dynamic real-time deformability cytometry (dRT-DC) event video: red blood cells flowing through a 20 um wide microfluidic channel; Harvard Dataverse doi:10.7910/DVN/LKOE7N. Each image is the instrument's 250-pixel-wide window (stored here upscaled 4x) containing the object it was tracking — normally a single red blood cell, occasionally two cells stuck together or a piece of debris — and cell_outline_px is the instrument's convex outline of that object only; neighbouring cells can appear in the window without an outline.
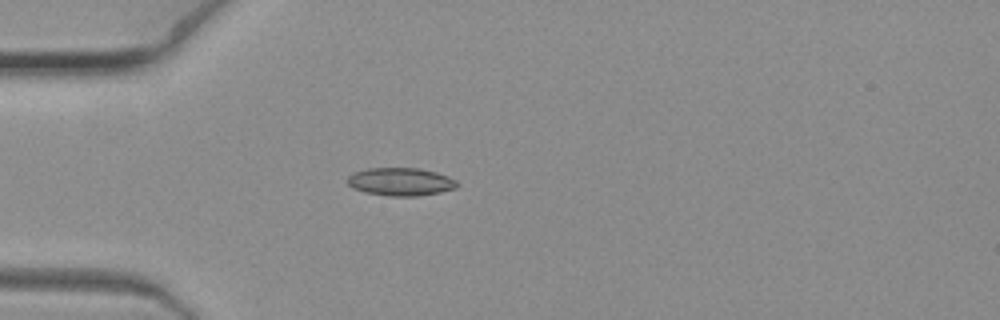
{"species": "common noctule bat (a hibernating species)", "species_latin": "Nyctalus noctula", "temperature_condition": "warm", "stored_images_in_passage": 5, "camera_frame_rate_fps": 3000, "um_per_image_px": 0.085, "animal": {"sex": "female", "body_mass_g": 19.3, "forearm_length_mm": 54.1}, "frame": {"image": 1, "passage_image": 2, "time_ms": 0.333, "image_size_px": [1000, 320], "cell_outline_px": [[460, 184], [456, 188], [440, 192], [416, 196], [388, 196], [364, 192], [352, 188], [344, 180], [352, 172], [368, 168], [420, 168], [436, 172], [448, 176], [456, 180]], "centroid_in_image_um": [34.02, 15.44], "position_along_channel_um": 51.0, "area_um2": 18.15}}
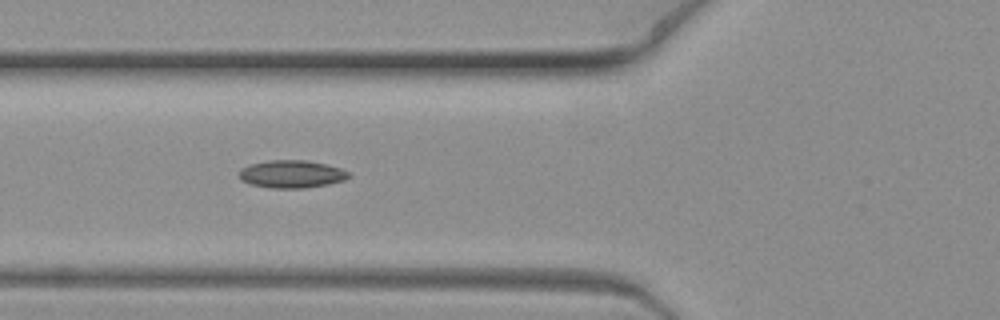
{"frame": {"image": 2, "passage_image": 4, "time_ms": 1.0, "image_size_px": [1000, 320], "cell_outline_px": [[352, 176], [344, 180], [328, 184], [304, 188], [272, 188], [252, 184], [240, 180], [240, 168], [248, 164], [268, 160], [308, 160], [340, 168], [348, 172]], "centroid_in_image_um": [24.77, 14.79], "position_along_channel_um": 101.0, "area_um2": 17.69}}
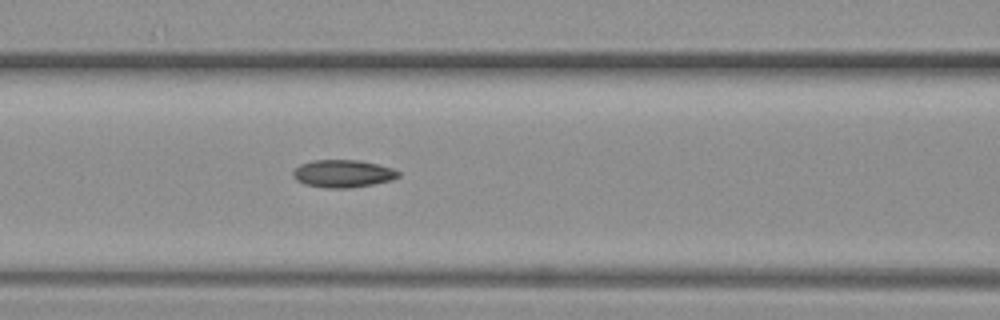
{"frame": {"image": 3, "passage_image": 5, "time_ms": 1.333, "image_size_px": [1000, 320], "cell_outline_px": [[400, 176], [392, 180], [352, 188], [324, 188], [304, 184], [296, 180], [292, 176], [292, 172], [300, 164], [312, 160], [360, 160], [392, 168], [400, 172]], "centroid_in_image_um": [29.13, 14.76], "position_along_channel_um": 137.5, "area_um2": 17.05}}